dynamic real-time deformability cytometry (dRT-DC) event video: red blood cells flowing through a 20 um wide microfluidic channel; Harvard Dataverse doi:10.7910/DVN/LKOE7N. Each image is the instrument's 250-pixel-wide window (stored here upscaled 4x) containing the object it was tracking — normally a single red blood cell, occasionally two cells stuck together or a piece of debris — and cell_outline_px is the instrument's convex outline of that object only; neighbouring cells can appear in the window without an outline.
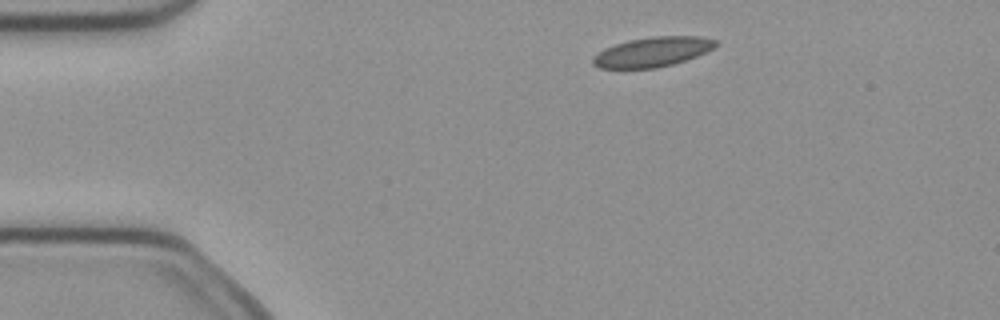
{"species": "common noctule bat (a hibernating species)", "species_latin": "Nyctalus noctula", "temperature_condition": "cold", "stored_images_in_passage": 3, "camera_frame_rate_fps": 3000, "um_per_image_px": 0.085, "animal": {"sex": "female", "body_mass_g": 21.9}, "frame": {"image": 1, "passage_image": 1, "time_ms": 0.0, "image_size_px": [1000, 320], "cell_outline_px": [[720, 44], [716, 48], [696, 56], [672, 64], [656, 68], [600, 68], [592, 64], [592, 56], [604, 48], [628, 40], [652, 36], [700, 36], [716, 40]], "centroid_in_image_um": [55.48, 4.4], "position_along_channel_um": 29.5, "area_um2": 21.39}}
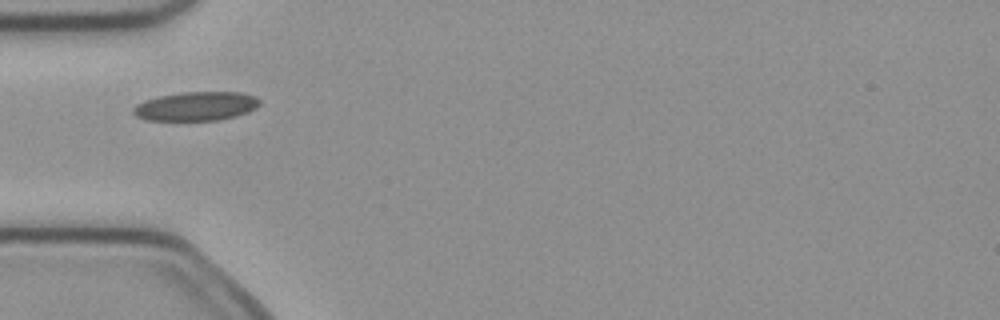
{"frame": {"image": 2, "passage_image": 3, "time_ms": 0.667, "image_size_px": [1000, 320], "cell_outline_px": [[260, 104], [256, 108], [248, 112], [236, 116], [220, 120], [148, 120], [136, 116], [132, 112], [132, 108], [136, 104], [144, 100], [160, 96], [184, 92], [240, 92], [256, 96], [260, 100]], "centroid_in_image_um": [16.68, 9.03], "position_along_channel_um": 68.3, "area_um2": 21.39}}